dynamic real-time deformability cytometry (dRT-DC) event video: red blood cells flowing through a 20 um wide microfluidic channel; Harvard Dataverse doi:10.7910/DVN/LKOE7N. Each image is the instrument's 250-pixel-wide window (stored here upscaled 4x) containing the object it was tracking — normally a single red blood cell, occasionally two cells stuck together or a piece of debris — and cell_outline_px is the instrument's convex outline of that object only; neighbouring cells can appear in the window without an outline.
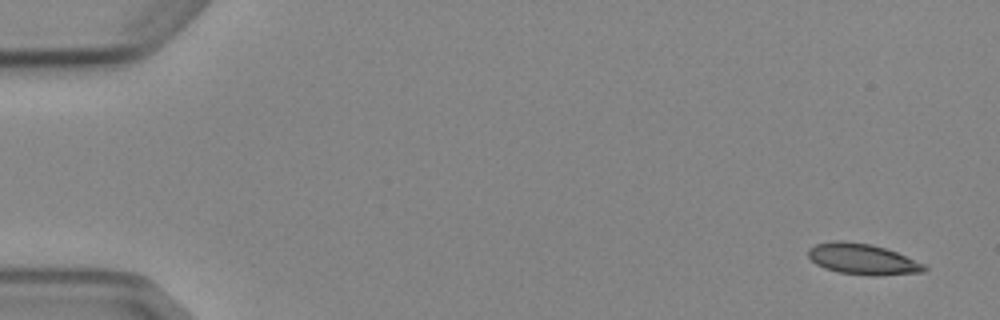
{"species": "Egyptian fruit bat (a non-hibernating species)", "species_latin": "Rousettus aegyptiacus", "temperature_condition": "cold", "stored_images_in_passage": 5, "camera_frame_rate_fps": 3000, "um_per_image_px": 0.085, "animal": {"sex": "female"}, "frame": {"image": 1, "passage_image": 1, "time_ms": 0.0, "image_size_px": [1000, 320], "cell_outline_px": [[928, 268], [924, 272], [880, 276], [872, 276], [840, 272], [824, 268], [816, 264], [808, 256], [808, 248], [816, 244], [832, 240], [844, 240], [872, 244], [896, 252], [924, 264]], "centroid_in_image_um": [73.3, 22.02], "position_along_channel_um": 11.7, "area_um2": 20.98}}
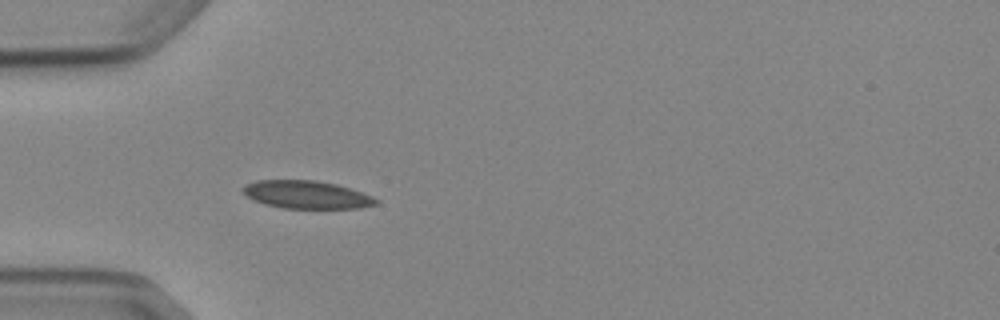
{"frame": {"image": 2, "passage_image": 5, "time_ms": 4.667, "image_size_px": [1000, 320], "cell_outline_px": [[380, 200], [376, 204], [360, 208], [284, 208], [264, 204], [252, 200], [240, 192], [240, 188], [244, 184], [256, 180], [316, 180], [336, 184], [372, 196]], "centroid_in_image_um": [25.98, 16.54], "position_along_channel_um": 59.0, "area_um2": 21.79}}